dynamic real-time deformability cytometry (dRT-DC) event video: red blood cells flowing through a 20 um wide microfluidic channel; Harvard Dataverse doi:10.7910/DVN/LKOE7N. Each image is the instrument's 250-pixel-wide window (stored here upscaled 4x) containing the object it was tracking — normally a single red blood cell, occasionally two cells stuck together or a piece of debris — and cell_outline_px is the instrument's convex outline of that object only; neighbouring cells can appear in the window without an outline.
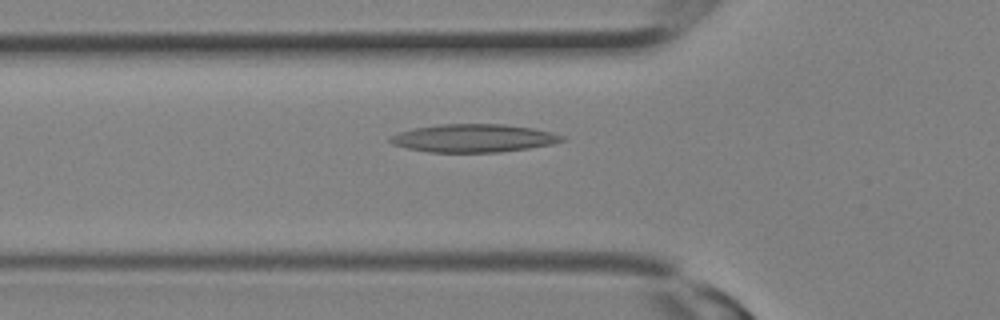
{"species": "Egyptian fruit bat (a non-hibernating species)", "species_latin": "Rousettus aegyptiacus", "temperature_condition": "room temperature", "stored_images_in_passage": 14, "camera_frame_rate_fps": 3000, "um_per_image_px": 0.085, "animal": {"sex": "female"}, "frame": {"image": 1, "passage_image": 10, "time_ms": 3.0, "image_size_px": [1000, 320], "cell_outline_px": [[568, 140], [552, 144], [528, 148], [500, 152], [428, 152], [408, 148], [392, 144], [388, 140], [388, 136], [412, 128], [440, 124], [504, 124], [532, 128], [552, 132], [564, 136]], "centroid_in_image_um": [40.25, 11.74], "position_along_channel_um": 85.5, "area_um2": 28.21}}
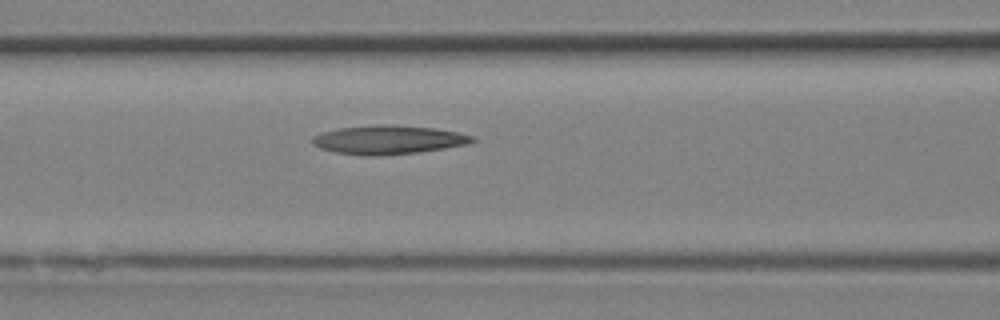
{"frame": {"image": 2, "passage_image": 12, "time_ms": 3.667, "image_size_px": [1000, 320], "cell_outline_px": [[476, 140], [468, 144], [444, 148], [416, 152], [380, 156], [364, 156], [336, 152], [320, 148], [312, 144], [312, 136], [320, 132], [336, 128], [384, 124], [392, 124], [432, 128], [456, 132], [472, 136]], "centroid_in_image_um": [32.94, 11.88], "position_along_channel_um": 133.7, "area_um2": 26.82}}
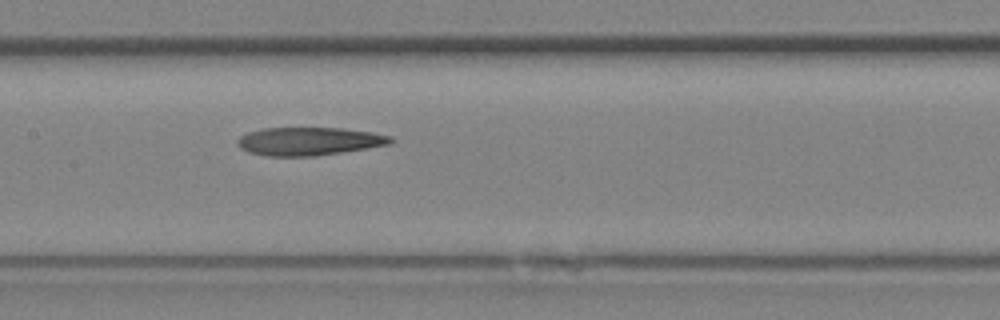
{"frame": {"image": 3, "passage_image": 14, "time_ms": 4.333, "image_size_px": [1000, 320], "cell_outline_px": [[396, 140], [392, 144], [368, 148], [312, 156], [264, 156], [248, 152], [240, 148], [236, 144], [236, 140], [240, 136], [248, 132], [260, 128], [340, 128], [372, 132], [392, 136]], "centroid_in_image_um": [26.26, 12.0], "position_along_channel_um": 181.1, "area_um2": 25.32}}